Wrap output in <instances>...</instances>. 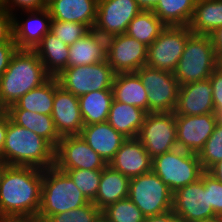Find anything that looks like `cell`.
Masks as SVG:
<instances>
[{"instance_id":"db71d44e","label":"cell","mask_w":222,"mask_h":222,"mask_svg":"<svg viewBox=\"0 0 222 222\" xmlns=\"http://www.w3.org/2000/svg\"><path fill=\"white\" fill-rule=\"evenodd\" d=\"M6 114V109L0 105V119Z\"/></svg>"},{"instance_id":"c3c4849f","label":"cell","mask_w":222,"mask_h":222,"mask_svg":"<svg viewBox=\"0 0 222 222\" xmlns=\"http://www.w3.org/2000/svg\"><path fill=\"white\" fill-rule=\"evenodd\" d=\"M159 0H136L142 10H154Z\"/></svg>"},{"instance_id":"f907efd6","label":"cell","mask_w":222,"mask_h":222,"mask_svg":"<svg viewBox=\"0 0 222 222\" xmlns=\"http://www.w3.org/2000/svg\"><path fill=\"white\" fill-rule=\"evenodd\" d=\"M7 166H8V164L0 157V181H1V177L3 175V172Z\"/></svg>"},{"instance_id":"cb8c5ba5","label":"cell","mask_w":222,"mask_h":222,"mask_svg":"<svg viewBox=\"0 0 222 222\" xmlns=\"http://www.w3.org/2000/svg\"><path fill=\"white\" fill-rule=\"evenodd\" d=\"M130 178L106 165L101 172L100 183L92 201L101 211L120 199L128 197Z\"/></svg>"},{"instance_id":"8992f818","label":"cell","mask_w":222,"mask_h":222,"mask_svg":"<svg viewBox=\"0 0 222 222\" xmlns=\"http://www.w3.org/2000/svg\"><path fill=\"white\" fill-rule=\"evenodd\" d=\"M152 170L173 193L197 181L205 172L198 154L179 148L153 158Z\"/></svg>"},{"instance_id":"ffe728a7","label":"cell","mask_w":222,"mask_h":222,"mask_svg":"<svg viewBox=\"0 0 222 222\" xmlns=\"http://www.w3.org/2000/svg\"><path fill=\"white\" fill-rule=\"evenodd\" d=\"M153 159L137 138H127L108 164L128 178L152 171Z\"/></svg>"},{"instance_id":"f6af8a7d","label":"cell","mask_w":222,"mask_h":222,"mask_svg":"<svg viewBox=\"0 0 222 222\" xmlns=\"http://www.w3.org/2000/svg\"><path fill=\"white\" fill-rule=\"evenodd\" d=\"M209 36L211 38L217 56L222 60V27L215 30Z\"/></svg>"},{"instance_id":"f546056e","label":"cell","mask_w":222,"mask_h":222,"mask_svg":"<svg viewBox=\"0 0 222 222\" xmlns=\"http://www.w3.org/2000/svg\"><path fill=\"white\" fill-rule=\"evenodd\" d=\"M55 94V77L20 97L17 102L6 110H28L29 112L51 115Z\"/></svg>"},{"instance_id":"3957f363","label":"cell","mask_w":222,"mask_h":222,"mask_svg":"<svg viewBox=\"0 0 222 222\" xmlns=\"http://www.w3.org/2000/svg\"><path fill=\"white\" fill-rule=\"evenodd\" d=\"M2 159L9 166L35 167L43 170L54 167L55 148L31 130L13 123L8 116Z\"/></svg>"},{"instance_id":"8d00e7d4","label":"cell","mask_w":222,"mask_h":222,"mask_svg":"<svg viewBox=\"0 0 222 222\" xmlns=\"http://www.w3.org/2000/svg\"><path fill=\"white\" fill-rule=\"evenodd\" d=\"M89 31L90 29L82 23L51 21L50 24V32L68 46L74 44Z\"/></svg>"},{"instance_id":"bcb514c9","label":"cell","mask_w":222,"mask_h":222,"mask_svg":"<svg viewBox=\"0 0 222 222\" xmlns=\"http://www.w3.org/2000/svg\"><path fill=\"white\" fill-rule=\"evenodd\" d=\"M7 125H8V115L5 114V115L0 119V157H1V158H2L3 146H4V142H5Z\"/></svg>"},{"instance_id":"d590c367","label":"cell","mask_w":222,"mask_h":222,"mask_svg":"<svg viewBox=\"0 0 222 222\" xmlns=\"http://www.w3.org/2000/svg\"><path fill=\"white\" fill-rule=\"evenodd\" d=\"M204 171H208L215 163L222 159V125L217 123L213 133L198 153Z\"/></svg>"},{"instance_id":"f1b7e54d","label":"cell","mask_w":222,"mask_h":222,"mask_svg":"<svg viewBox=\"0 0 222 222\" xmlns=\"http://www.w3.org/2000/svg\"><path fill=\"white\" fill-rule=\"evenodd\" d=\"M188 27L193 34L208 36L222 27V0H197Z\"/></svg>"},{"instance_id":"7a4b0ae2","label":"cell","mask_w":222,"mask_h":222,"mask_svg":"<svg viewBox=\"0 0 222 222\" xmlns=\"http://www.w3.org/2000/svg\"><path fill=\"white\" fill-rule=\"evenodd\" d=\"M50 77L34 50L18 49L0 77V105L7 109Z\"/></svg>"},{"instance_id":"9c48e42d","label":"cell","mask_w":222,"mask_h":222,"mask_svg":"<svg viewBox=\"0 0 222 222\" xmlns=\"http://www.w3.org/2000/svg\"><path fill=\"white\" fill-rule=\"evenodd\" d=\"M147 92L148 113L174 112L179 83L172 72L143 66L135 72Z\"/></svg>"},{"instance_id":"b9f144b4","label":"cell","mask_w":222,"mask_h":222,"mask_svg":"<svg viewBox=\"0 0 222 222\" xmlns=\"http://www.w3.org/2000/svg\"><path fill=\"white\" fill-rule=\"evenodd\" d=\"M0 42H14L13 15L0 6Z\"/></svg>"},{"instance_id":"d6a6232c","label":"cell","mask_w":222,"mask_h":222,"mask_svg":"<svg viewBox=\"0 0 222 222\" xmlns=\"http://www.w3.org/2000/svg\"><path fill=\"white\" fill-rule=\"evenodd\" d=\"M165 27L166 25L154 14L153 10H142L129 23L126 34L148 47Z\"/></svg>"},{"instance_id":"277c9868","label":"cell","mask_w":222,"mask_h":222,"mask_svg":"<svg viewBox=\"0 0 222 222\" xmlns=\"http://www.w3.org/2000/svg\"><path fill=\"white\" fill-rule=\"evenodd\" d=\"M89 202L65 172L55 166L43 169L41 203L37 218L46 222L52 215L80 208Z\"/></svg>"},{"instance_id":"4fadbf2b","label":"cell","mask_w":222,"mask_h":222,"mask_svg":"<svg viewBox=\"0 0 222 222\" xmlns=\"http://www.w3.org/2000/svg\"><path fill=\"white\" fill-rule=\"evenodd\" d=\"M106 165L80 135L62 136L55 148L54 166L62 172L73 169L102 170Z\"/></svg>"},{"instance_id":"11a10c76","label":"cell","mask_w":222,"mask_h":222,"mask_svg":"<svg viewBox=\"0 0 222 222\" xmlns=\"http://www.w3.org/2000/svg\"><path fill=\"white\" fill-rule=\"evenodd\" d=\"M206 222H220V220L217 218V219H215V220L206 221Z\"/></svg>"},{"instance_id":"83f0119b","label":"cell","mask_w":222,"mask_h":222,"mask_svg":"<svg viewBox=\"0 0 222 222\" xmlns=\"http://www.w3.org/2000/svg\"><path fill=\"white\" fill-rule=\"evenodd\" d=\"M10 120L46 139L54 148L61 136L58 134L51 115L29 112L28 110H6Z\"/></svg>"},{"instance_id":"7bdbcfd3","label":"cell","mask_w":222,"mask_h":222,"mask_svg":"<svg viewBox=\"0 0 222 222\" xmlns=\"http://www.w3.org/2000/svg\"><path fill=\"white\" fill-rule=\"evenodd\" d=\"M17 50L15 42H0V77L9 66L10 60Z\"/></svg>"},{"instance_id":"484cf974","label":"cell","mask_w":222,"mask_h":222,"mask_svg":"<svg viewBox=\"0 0 222 222\" xmlns=\"http://www.w3.org/2000/svg\"><path fill=\"white\" fill-rule=\"evenodd\" d=\"M147 90L136 73L115 74L113 79V100L133 105L148 113Z\"/></svg>"},{"instance_id":"9a60e30c","label":"cell","mask_w":222,"mask_h":222,"mask_svg":"<svg viewBox=\"0 0 222 222\" xmlns=\"http://www.w3.org/2000/svg\"><path fill=\"white\" fill-rule=\"evenodd\" d=\"M148 47L126 33L107 38L106 60L115 74L135 73L146 66Z\"/></svg>"},{"instance_id":"ee69618b","label":"cell","mask_w":222,"mask_h":222,"mask_svg":"<svg viewBox=\"0 0 222 222\" xmlns=\"http://www.w3.org/2000/svg\"><path fill=\"white\" fill-rule=\"evenodd\" d=\"M144 222H181L172 210L154 216H146Z\"/></svg>"},{"instance_id":"816d5d0a","label":"cell","mask_w":222,"mask_h":222,"mask_svg":"<svg viewBox=\"0 0 222 222\" xmlns=\"http://www.w3.org/2000/svg\"><path fill=\"white\" fill-rule=\"evenodd\" d=\"M217 123L222 125V108H220L216 113Z\"/></svg>"},{"instance_id":"ac0fdd59","label":"cell","mask_w":222,"mask_h":222,"mask_svg":"<svg viewBox=\"0 0 222 222\" xmlns=\"http://www.w3.org/2000/svg\"><path fill=\"white\" fill-rule=\"evenodd\" d=\"M24 13L27 14V18L22 21L18 19V16L13 15L14 42L18 49L34 50L50 31L52 19L47 8L24 11Z\"/></svg>"},{"instance_id":"ab89813d","label":"cell","mask_w":222,"mask_h":222,"mask_svg":"<svg viewBox=\"0 0 222 222\" xmlns=\"http://www.w3.org/2000/svg\"><path fill=\"white\" fill-rule=\"evenodd\" d=\"M3 7L11 14L17 7L23 11L41 10L47 8L45 0H4Z\"/></svg>"},{"instance_id":"74e56055","label":"cell","mask_w":222,"mask_h":222,"mask_svg":"<svg viewBox=\"0 0 222 222\" xmlns=\"http://www.w3.org/2000/svg\"><path fill=\"white\" fill-rule=\"evenodd\" d=\"M101 210L93 203L52 215L46 222H94Z\"/></svg>"},{"instance_id":"5bb4252c","label":"cell","mask_w":222,"mask_h":222,"mask_svg":"<svg viewBox=\"0 0 222 222\" xmlns=\"http://www.w3.org/2000/svg\"><path fill=\"white\" fill-rule=\"evenodd\" d=\"M141 11L136 0H98L93 30L106 39L124 34Z\"/></svg>"},{"instance_id":"2e32d148","label":"cell","mask_w":222,"mask_h":222,"mask_svg":"<svg viewBox=\"0 0 222 222\" xmlns=\"http://www.w3.org/2000/svg\"><path fill=\"white\" fill-rule=\"evenodd\" d=\"M217 124L215 113L189 116L176 115L177 147L198 154Z\"/></svg>"},{"instance_id":"6da1fadb","label":"cell","mask_w":222,"mask_h":222,"mask_svg":"<svg viewBox=\"0 0 222 222\" xmlns=\"http://www.w3.org/2000/svg\"><path fill=\"white\" fill-rule=\"evenodd\" d=\"M43 170L7 166L0 181V218L37 217Z\"/></svg>"},{"instance_id":"f5cc1de1","label":"cell","mask_w":222,"mask_h":222,"mask_svg":"<svg viewBox=\"0 0 222 222\" xmlns=\"http://www.w3.org/2000/svg\"><path fill=\"white\" fill-rule=\"evenodd\" d=\"M94 222H109L107 218L101 213Z\"/></svg>"},{"instance_id":"7c38bea8","label":"cell","mask_w":222,"mask_h":222,"mask_svg":"<svg viewBox=\"0 0 222 222\" xmlns=\"http://www.w3.org/2000/svg\"><path fill=\"white\" fill-rule=\"evenodd\" d=\"M172 212L181 222H206L218 218L209 204L203 174L197 181L173 193Z\"/></svg>"},{"instance_id":"44dd1931","label":"cell","mask_w":222,"mask_h":222,"mask_svg":"<svg viewBox=\"0 0 222 222\" xmlns=\"http://www.w3.org/2000/svg\"><path fill=\"white\" fill-rule=\"evenodd\" d=\"M79 135L100 155L107 165L113 160L116 152L127 139L107 121L84 125Z\"/></svg>"},{"instance_id":"8fae6325","label":"cell","mask_w":222,"mask_h":222,"mask_svg":"<svg viewBox=\"0 0 222 222\" xmlns=\"http://www.w3.org/2000/svg\"><path fill=\"white\" fill-rule=\"evenodd\" d=\"M137 139L152 159L178 148L174 112L147 113Z\"/></svg>"},{"instance_id":"d6986e66","label":"cell","mask_w":222,"mask_h":222,"mask_svg":"<svg viewBox=\"0 0 222 222\" xmlns=\"http://www.w3.org/2000/svg\"><path fill=\"white\" fill-rule=\"evenodd\" d=\"M212 93L209 79L179 86L174 114L197 116L215 113Z\"/></svg>"},{"instance_id":"5b68a950","label":"cell","mask_w":222,"mask_h":222,"mask_svg":"<svg viewBox=\"0 0 222 222\" xmlns=\"http://www.w3.org/2000/svg\"><path fill=\"white\" fill-rule=\"evenodd\" d=\"M222 62L208 35L191 34L173 74L179 85L209 79Z\"/></svg>"},{"instance_id":"4316f807","label":"cell","mask_w":222,"mask_h":222,"mask_svg":"<svg viewBox=\"0 0 222 222\" xmlns=\"http://www.w3.org/2000/svg\"><path fill=\"white\" fill-rule=\"evenodd\" d=\"M34 51L51 77L58 76L68 67L69 46L62 43L50 31L42 38Z\"/></svg>"},{"instance_id":"30bf717a","label":"cell","mask_w":222,"mask_h":222,"mask_svg":"<svg viewBox=\"0 0 222 222\" xmlns=\"http://www.w3.org/2000/svg\"><path fill=\"white\" fill-rule=\"evenodd\" d=\"M191 34L188 26H166L148 46L146 66L173 73Z\"/></svg>"},{"instance_id":"6f0895ef","label":"cell","mask_w":222,"mask_h":222,"mask_svg":"<svg viewBox=\"0 0 222 222\" xmlns=\"http://www.w3.org/2000/svg\"><path fill=\"white\" fill-rule=\"evenodd\" d=\"M4 0H0V6H3Z\"/></svg>"},{"instance_id":"52a82bcc","label":"cell","mask_w":222,"mask_h":222,"mask_svg":"<svg viewBox=\"0 0 222 222\" xmlns=\"http://www.w3.org/2000/svg\"><path fill=\"white\" fill-rule=\"evenodd\" d=\"M128 198L145 216L172 210L173 192L153 170L130 178Z\"/></svg>"},{"instance_id":"60d3db41","label":"cell","mask_w":222,"mask_h":222,"mask_svg":"<svg viewBox=\"0 0 222 222\" xmlns=\"http://www.w3.org/2000/svg\"><path fill=\"white\" fill-rule=\"evenodd\" d=\"M209 80L213 88L212 97L214 112L216 113L220 108H222V62L211 73Z\"/></svg>"},{"instance_id":"e0dca14e","label":"cell","mask_w":222,"mask_h":222,"mask_svg":"<svg viewBox=\"0 0 222 222\" xmlns=\"http://www.w3.org/2000/svg\"><path fill=\"white\" fill-rule=\"evenodd\" d=\"M51 117L58 134L79 135L84 126L79 99L59 85L55 77V94Z\"/></svg>"},{"instance_id":"836d02e7","label":"cell","mask_w":222,"mask_h":222,"mask_svg":"<svg viewBox=\"0 0 222 222\" xmlns=\"http://www.w3.org/2000/svg\"><path fill=\"white\" fill-rule=\"evenodd\" d=\"M101 213L109 222H144L146 217L128 197L107 206Z\"/></svg>"},{"instance_id":"681fc988","label":"cell","mask_w":222,"mask_h":222,"mask_svg":"<svg viewBox=\"0 0 222 222\" xmlns=\"http://www.w3.org/2000/svg\"><path fill=\"white\" fill-rule=\"evenodd\" d=\"M0 222H43L37 217L28 218H0Z\"/></svg>"},{"instance_id":"603a6c76","label":"cell","mask_w":222,"mask_h":222,"mask_svg":"<svg viewBox=\"0 0 222 222\" xmlns=\"http://www.w3.org/2000/svg\"><path fill=\"white\" fill-rule=\"evenodd\" d=\"M106 54L107 39L92 29L69 46L68 67L106 61Z\"/></svg>"},{"instance_id":"e575fe53","label":"cell","mask_w":222,"mask_h":222,"mask_svg":"<svg viewBox=\"0 0 222 222\" xmlns=\"http://www.w3.org/2000/svg\"><path fill=\"white\" fill-rule=\"evenodd\" d=\"M102 170L73 169L65 173L73 180L75 185L86 196L89 201L96 197L100 183Z\"/></svg>"},{"instance_id":"7dc6e473","label":"cell","mask_w":222,"mask_h":222,"mask_svg":"<svg viewBox=\"0 0 222 222\" xmlns=\"http://www.w3.org/2000/svg\"><path fill=\"white\" fill-rule=\"evenodd\" d=\"M207 172L222 183V159L215 163Z\"/></svg>"},{"instance_id":"1f68e13d","label":"cell","mask_w":222,"mask_h":222,"mask_svg":"<svg viewBox=\"0 0 222 222\" xmlns=\"http://www.w3.org/2000/svg\"><path fill=\"white\" fill-rule=\"evenodd\" d=\"M197 0H159L154 14L166 26H188Z\"/></svg>"},{"instance_id":"ba28073f","label":"cell","mask_w":222,"mask_h":222,"mask_svg":"<svg viewBox=\"0 0 222 222\" xmlns=\"http://www.w3.org/2000/svg\"><path fill=\"white\" fill-rule=\"evenodd\" d=\"M114 76L106 60L92 65L67 67L56 78L60 86L79 97L94 91L112 89Z\"/></svg>"},{"instance_id":"d4e9b609","label":"cell","mask_w":222,"mask_h":222,"mask_svg":"<svg viewBox=\"0 0 222 222\" xmlns=\"http://www.w3.org/2000/svg\"><path fill=\"white\" fill-rule=\"evenodd\" d=\"M146 115L139 107L112 100L107 122L126 138H137Z\"/></svg>"},{"instance_id":"7402d4cb","label":"cell","mask_w":222,"mask_h":222,"mask_svg":"<svg viewBox=\"0 0 222 222\" xmlns=\"http://www.w3.org/2000/svg\"><path fill=\"white\" fill-rule=\"evenodd\" d=\"M98 0H52L47 4L51 21L76 22L93 29Z\"/></svg>"},{"instance_id":"9f6ffc18","label":"cell","mask_w":222,"mask_h":222,"mask_svg":"<svg viewBox=\"0 0 222 222\" xmlns=\"http://www.w3.org/2000/svg\"><path fill=\"white\" fill-rule=\"evenodd\" d=\"M218 219L222 222V213L219 215Z\"/></svg>"},{"instance_id":"4dcf8cb0","label":"cell","mask_w":222,"mask_h":222,"mask_svg":"<svg viewBox=\"0 0 222 222\" xmlns=\"http://www.w3.org/2000/svg\"><path fill=\"white\" fill-rule=\"evenodd\" d=\"M84 125L106 122L113 100L112 89L94 91L78 97Z\"/></svg>"},{"instance_id":"f35d334b","label":"cell","mask_w":222,"mask_h":222,"mask_svg":"<svg viewBox=\"0 0 222 222\" xmlns=\"http://www.w3.org/2000/svg\"><path fill=\"white\" fill-rule=\"evenodd\" d=\"M203 184L208 191L209 204L219 217L222 213V183L205 171L203 173Z\"/></svg>"}]
</instances>
